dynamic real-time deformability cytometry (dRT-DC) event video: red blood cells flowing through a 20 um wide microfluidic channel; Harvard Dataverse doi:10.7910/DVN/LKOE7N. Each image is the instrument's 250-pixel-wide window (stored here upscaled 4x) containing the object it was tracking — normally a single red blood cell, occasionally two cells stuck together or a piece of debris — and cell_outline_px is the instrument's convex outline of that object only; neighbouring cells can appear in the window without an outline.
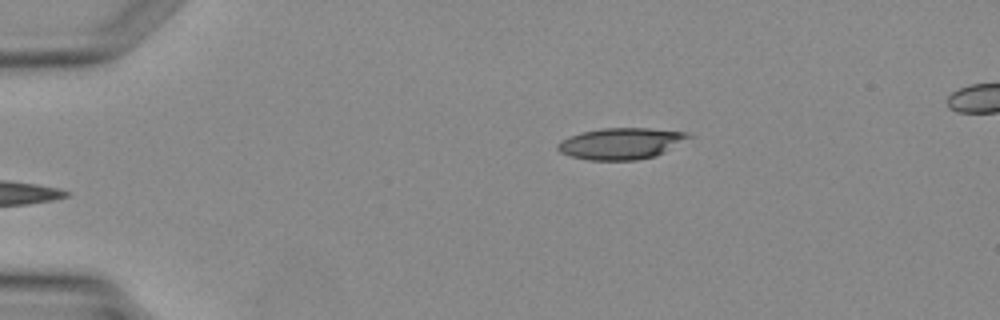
{"species": "Egyptian fruit bat (a non-hibernating species)", "species_latin": "Rousettus aegyptiacus", "temperature_condition": "warm", "stored_images_in_passage": 2, "camera_frame_rate_fps": 3000, "um_per_image_px": 0.085, "animal": {"sex": "female"}, "frame": {"image": 1, "passage_image": 2, "time_ms": 1.333, "image_size_px": [1000, 320], "cell_outline_px": [[692, 136], [664, 152], [656, 156], [636, 160], [588, 160], [572, 156], [560, 152], [556, 148], [556, 144], [568, 136], [580, 132], [600, 128], [648, 128], [684, 132]], "centroid_in_image_um": [52.73, 12.2], "position_along_channel_um": 32.3, "area_um2": 23.81}}